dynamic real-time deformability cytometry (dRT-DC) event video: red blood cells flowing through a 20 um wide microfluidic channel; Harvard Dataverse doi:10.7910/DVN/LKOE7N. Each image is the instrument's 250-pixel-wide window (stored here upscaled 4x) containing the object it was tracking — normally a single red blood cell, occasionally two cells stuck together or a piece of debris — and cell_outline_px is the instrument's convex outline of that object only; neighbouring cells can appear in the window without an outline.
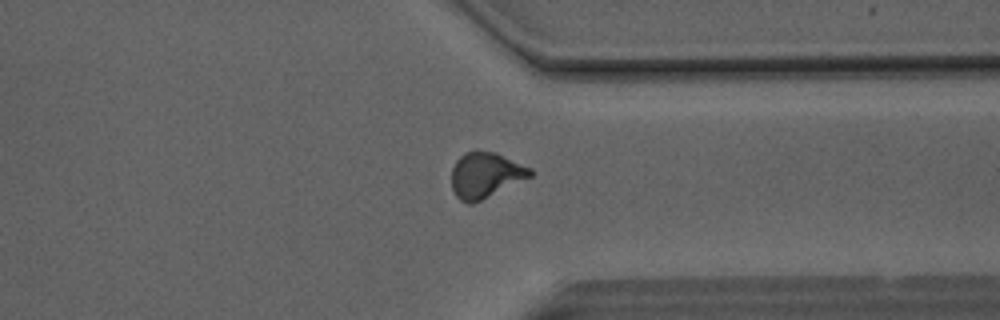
{"species": "Egyptian fruit bat (a non-hibernating species)", "species_latin": "Rousettus aegyptiacus", "temperature_condition": "room temperature", "stored_images_in_passage": 49, "camera_frame_rate_fps": 3000, "um_per_image_px": 0.085, "animal": {"sex": "male"}, "frame": {"image": 1, "passage_image": 38, "time_ms": 12.333, "image_size_px": [1000, 320], "cell_outline_px": [[536, 172], [532, 176], [472, 204], [468, 204], [460, 200], [456, 196], [452, 188], [452, 168], [456, 160], [464, 152], [476, 148], [496, 152], [532, 168]], "centroid_in_image_um": [41.27, 14.84], "position_along_channel_um": 370.1, "area_um2": 21.27}}
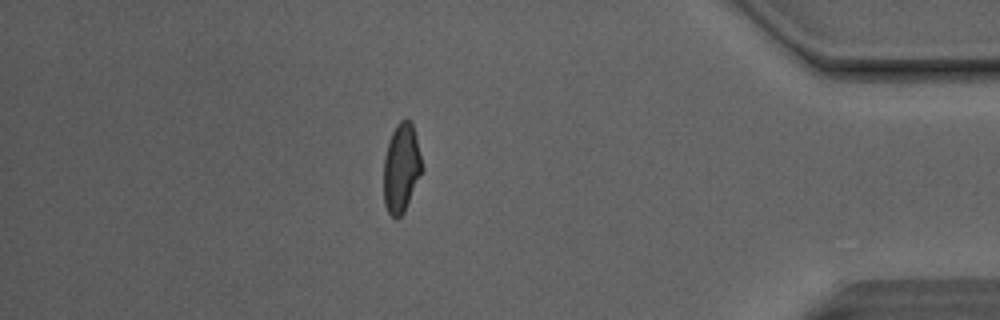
{"frame": {"image": 2, "passage_image": 43, "time_ms": 14.0, "image_size_px": [1000, 320], "cell_outline_px": [[424, 168], [404, 212], [396, 220], [388, 212], [384, 204], [384, 156], [392, 132], [396, 124], [400, 120], [408, 120], [412, 124], [416, 136]], "centroid_in_image_um": [34.12, 14.29], "position_along_channel_um": 401.1, "area_um2": 19.88}, "authors_computed_cell_mechanics": {"area_um2": 20.519, "velocity_mm_per_s": 4.1566, "shape_relaxation_time_tau1_ms": 5.8196, "shape_relaxation_time_tau2_ms": 1.4755, "deformation_change_tau1": 0.1768, "deformation_change_tau2": 0.0652}}